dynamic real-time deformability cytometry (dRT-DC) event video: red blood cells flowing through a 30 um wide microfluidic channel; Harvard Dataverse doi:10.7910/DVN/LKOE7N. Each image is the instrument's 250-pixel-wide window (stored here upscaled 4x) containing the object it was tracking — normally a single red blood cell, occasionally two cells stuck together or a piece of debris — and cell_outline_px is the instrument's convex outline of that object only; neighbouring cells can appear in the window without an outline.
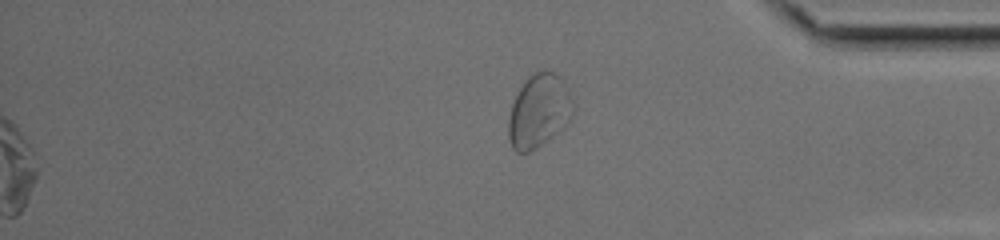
{"species": "common noctule bat (a hibernating species)", "species_latin": "Nyctalus noctula", "temperature_condition": "cold", "stored_images_in_passage": 50, "segment_of_instrument_passage": [2, 2], "camera_frame_rate_fps": 3000, "um_per_image_px": 0.085, "animal": {"sex": "female", "body_mass_g": 17.0, "forearm_length_mm": 48.0}, "frame": {"image": 1, "passage_image": 50, "time_ms": 16.333, "image_size_px": [1000, 240], "cell_outline_px": [[576, 104], [568, 120], [552, 136], [536, 148], [528, 152], [516, 152], [512, 148], [508, 136], [508, 120], [512, 104], [520, 88], [528, 76], [544, 68], [560, 76], [572, 96]], "centroid_in_image_um": [45.8, 9.4], "position_along_channel_um": 389.4, "area_um2": 27.46}}